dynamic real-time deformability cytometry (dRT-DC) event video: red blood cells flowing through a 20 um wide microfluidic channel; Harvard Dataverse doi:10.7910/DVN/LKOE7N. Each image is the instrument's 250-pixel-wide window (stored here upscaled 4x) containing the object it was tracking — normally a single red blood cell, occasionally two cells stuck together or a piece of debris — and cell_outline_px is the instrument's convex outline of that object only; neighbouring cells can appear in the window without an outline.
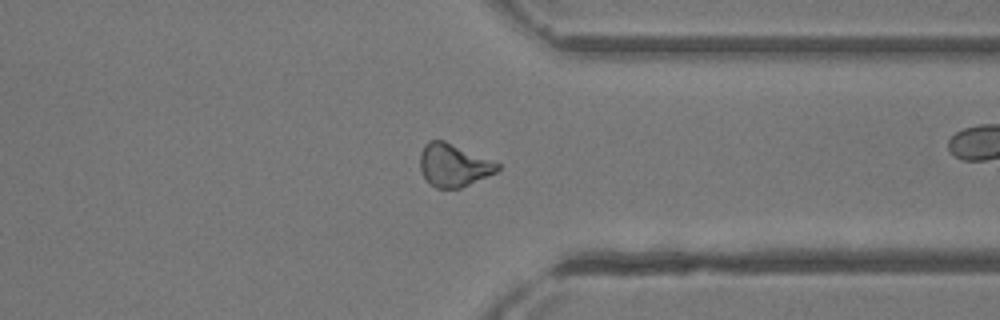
{"species": "common noctule bat (a hibernating species)", "species_latin": "Nyctalus noctula", "temperature_condition": "room temperature", "stored_images_in_passage": 34, "camera_frame_rate_fps": 3000, "um_per_image_px": 0.085, "animal": {"sex": "female"}, "frame": {"image": 1, "passage_image": 25, "time_ms": 8.0, "image_size_px": [1000, 320], "cell_outline_px": [[500, 168], [496, 172], [460, 188], [436, 188], [424, 176], [420, 168], [420, 152], [424, 144], [428, 140], [444, 140], [500, 164]], "centroid_in_image_um": [38.53, 14.03], "position_along_channel_um": 372.9, "area_um2": 19.02}}